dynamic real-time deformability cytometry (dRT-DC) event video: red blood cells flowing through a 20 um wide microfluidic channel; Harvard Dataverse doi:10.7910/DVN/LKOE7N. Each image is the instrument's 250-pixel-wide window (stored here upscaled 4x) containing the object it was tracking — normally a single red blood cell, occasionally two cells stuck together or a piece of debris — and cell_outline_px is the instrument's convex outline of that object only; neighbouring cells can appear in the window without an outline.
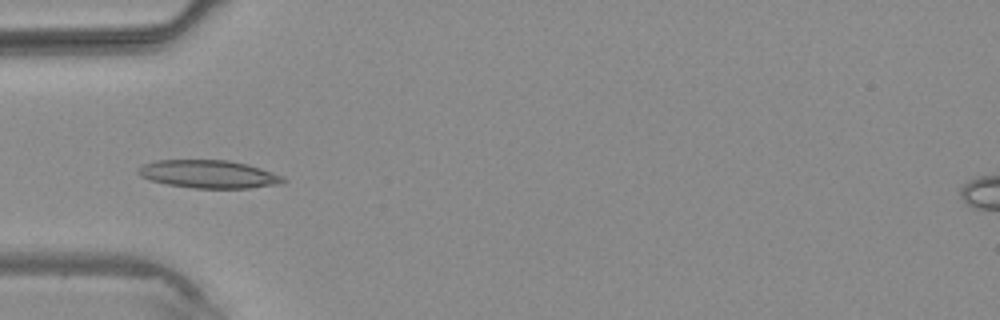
{"species": "common noctule bat (a hibernating species)", "species_latin": "Nyctalus noctula", "temperature_condition": "warm", "stored_images_in_passage": 3, "camera_frame_rate_fps": 3000, "um_per_image_px": 0.085, "animal": {"sex": "male", "body_mass_g": 20.4}, "frame": {"image": 1, "passage_image": 3, "time_ms": 2.333, "image_size_px": [1000, 320], "cell_outline_px": [[288, 180], [284, 184], [248, 188], [192, 188], [168, 184], [148, 180], [140, 176], [136, 172], [136, 168], [144, 164], [156, 160], [228, 160], [248, 164], [260, 168], [280, 176]], "centroid_in_image_um": [17.71, 14.8], "position_along_channel_um": 67.3, "area_um2": 23.76}}